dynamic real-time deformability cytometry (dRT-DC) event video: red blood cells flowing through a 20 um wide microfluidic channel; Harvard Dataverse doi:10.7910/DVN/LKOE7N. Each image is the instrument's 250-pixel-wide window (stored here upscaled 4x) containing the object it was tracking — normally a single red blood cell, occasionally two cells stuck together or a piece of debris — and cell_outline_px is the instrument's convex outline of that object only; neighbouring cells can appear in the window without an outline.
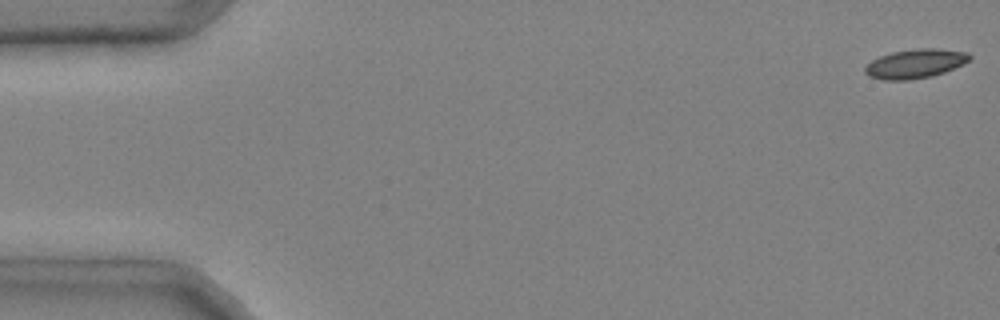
{"species": "common noctule bat (a hibernating species)", "species_latin": "Nyctalus noctula", "temperature_condition": "cold", "stored_images_in_passage": 45, "camera_frame_rate_fps": 3000, "um_per_image_px": 0.085, "animal": {"sex": "male", "body_mass_g": 20.4}, "frame": {"image": 1, "passage_image": 1, "time_ms": 0.0, "image_size_px": [1000, 320], "cell_outline_px": [[972, 56], [964, 64], [944, 72], [932, 76], [908, 80], [884, 80], [868, 76], [864, 72], [864, 68], [872, 60], [880, 56], [892, 52], [916, 48], [936, 48], [968, 52]], "centroid_in_image_um": [77.8, 5.41], "position_along_channel_um": 7.2, "area_um2": 17.8}}
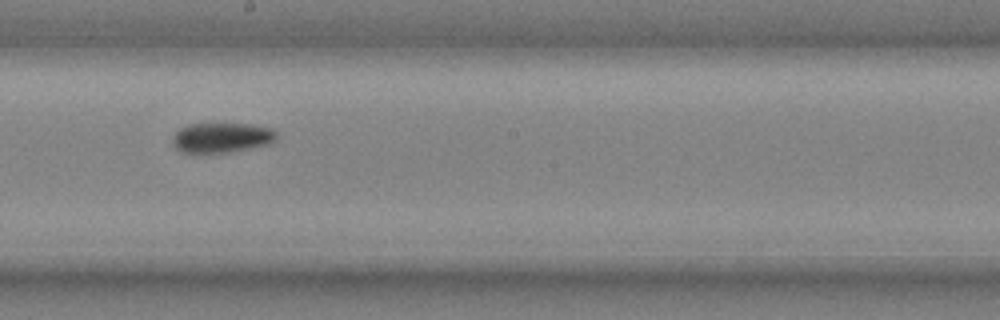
{"frame": {"image": 2, "passage_image": 28, "time_ms": 9.0, "image_size_px": [1000, 320], "cell_outline_px": [[276, 140], [272, 144], [228, 152], [200, 156], [180, 152], [172, 144], [172, 136], [180, 128], [188, 124], [252, 124], [272, 128], [276, 132]], "centroid_in_image_um": [18.8, 11.74], "position_along_channel_um": 229.4, "area_um2": 18.9}}
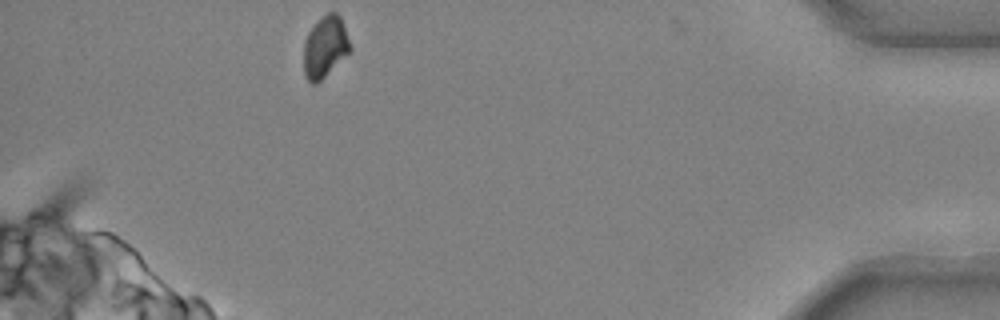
{"frame": {"image": 3, "passage_image": 45, "time_ms": 14.667, "image_size_px": [1000, 320], "cell_outline_px": [[352, 48], [316, 84], [312, 84], [304, 76], [304, 40], [308, 32], [316, 20], [328, 12], [336, 12], [340, 16]], "centroid_in_image_um": [27.6, 3.95], "position_along_channel_um": 407.6, "area_um2": 16.42}}